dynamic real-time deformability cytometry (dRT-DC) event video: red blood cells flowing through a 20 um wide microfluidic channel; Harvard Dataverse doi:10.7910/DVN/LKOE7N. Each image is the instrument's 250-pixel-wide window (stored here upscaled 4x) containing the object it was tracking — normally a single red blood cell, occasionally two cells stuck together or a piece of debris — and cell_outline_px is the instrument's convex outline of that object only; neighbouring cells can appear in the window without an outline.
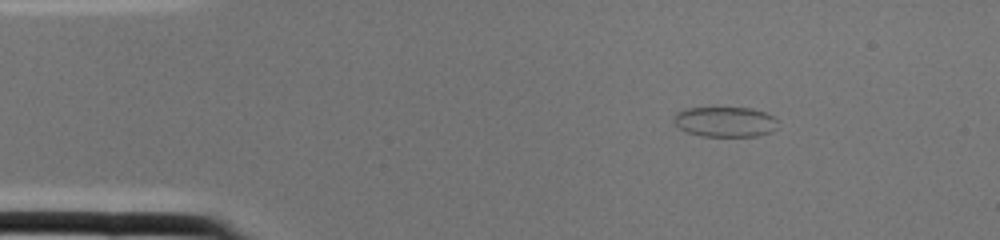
{"species": "common noctule bat (a hibernating species)", "species_latin": "Nyctalus noctula", "temperature_condition": "cold", "stored_images_in_passage": 1, "camera_frame_rate_fps": 3000, "um_per_image_px": 0.085, "animal": {"sex": "female", "body_mass_g": 22.0, "forearm_length_mm": 56.7}, "frame": {"image": 1, "passage_image": 1, "time_ms": 0.0, "image_size_px": [1000, 240], "cell_outline_px": [[776, 128], [768, 132], [756, 136], [700, 136], [688, 132], [680, 128], [672, 120], [672, 116], [676, 112], [684, 108], [752, 108], [764, 112], [772, 116], [776, 120]], "centroid_in_image_um": [61.57, 10.34], "position_along_channel_um": 23.4, "area_um2": 18.21}}